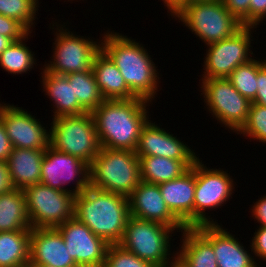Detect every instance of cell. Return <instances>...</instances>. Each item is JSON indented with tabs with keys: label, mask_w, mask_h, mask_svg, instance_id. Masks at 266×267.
<instances>
[{
	"label": "cell",
	"mask_w": 266,
	"mask_h": 267,
	"mask_svg": "<svg viewBox=\"0 0 266 267\" xmlns=\"http://www.w3.org/2000/svg\"><path fill=\"white\" fill-rule=\"evenodd\" d=\"M100 42L101 50L117 66L129 90L152 103L159 91L160 78L145 46L114 30L105 32Z\"/></svg>",
	"instance_id": "cell-1"
},
{
	"label": "cell",
	"mask_w": 266,
	"mask_h": 267,
	"mask_svg": "<svg viewBox=\"0 0 266 267\" xmlns=\"http://www.w3.org/2000/svg\"><path fill=\"white\" fill-rule=\"evenodd\" d=\"M149 104L138 97L104 100L92 112L101 147L135 151L142 128L150 121Z\"/></svg>",
	"instance_id": "cell-2"
},
{
	"label": "cell",
	"mask_w": 266,
	"mask_h": 267,
	"mask_svg": "<svg viewBox=\"0 0 266 267\" xmlns=\"http://www.w3.org/2000/svg\"><path fill=\"white\" fill-rule=\"evenodd\" d=\"M128 197L90 185L75 195L74 217L108 244H119L130 218Z\"/></svg>",
	"instance_id": "cell-3"
},
{
	"label": "cell",
	"mask_w": 266,
	"mask_h": 267,
	"mask_svg": "<svg viewBox=\"0 0 266 267\" xmlns=\"http://www.w3.org/2000/svg\"><path fill=\"white\" fill-rule=\"evenodd\" d=\"M141 182L135 151L101 147L89 165L91 187L128 197Z\"/></svg>",
	"instance_id": "cell-4"
},
{
	"label": "cell",
	"mask_w": 266,
	"mask_h": 267,
	"mask_svg": "<svg viewBox=\"0 0 266 267\" xmlns=\"http://www.w3.org/2000/svg\"><path fill=\"white\" fill-rule=\"evenodd\" d=\"M173 18L179 19L205 46L231 37L243 27L225 8L222 0L188 3Z\"/></svg>",
	"instance_id": "cell-5"
},
{
	"label": "cell",
	"mask_w": 266,
	"mask_h": 267,
	"mask_svg": "<svg viewBox=\"0 0 266 267\" xmlns=\"http://www.w3.org/2000/svg\"><path fill=\"white\" fill-rule=\"evenodd\" d=\"M49 145L90 165L101 149L91 112L52 118Z\"/></svg>",
	"instance_id": "cell-6"
},
{
	"label": "cell",
	"mask_w": 266,
	"mask_h": 267,
	"mask_svg": "<svg viewBox=\"0 0 266 267\" xmlns=\"http://www.w3.org/2000/svg\"><path fill=\"white\" fill-rule=\"evenodd\" d=\"M174 232L161 223L130 216L119 245L155 267H162L172 258L170 237Z\"/></svg>",
	"instance_id": "cell-7"
},
{
	"label": "cell",
	"mask_w": 266,
	"mask_h": 267,
	"mask_svg": "<svg viewBox=\"0 0 266 267\" xmlns=\"http://www.w3.org/2000/svg\"><path fill=\"white\" fill-rule=\"evenodd\" d=\"M55 23L52 25V29L57 30L53 33L55 34L53 57H50L52 61L49 63L45 62L44 69L58 75L91 71L94 58L101 50L100 41L96 42L89 37L74 34L65 27L66 23L63 25Z\"/></svg>",
	"instance_id": "cell-8"
},
{
	"label": "cell",
	"mask_w": 266,
	"mask_h": 267,
	"mask_svg": "<svg viewBox=\"0 0 266 267\" xmlns=\"http://www.w3.org/2000/svg\"><path fill=\"white\" fill-rule=\"evenodd\" d=\"M31 228H57L74 217L75 195L38 183L23 189Z\"/></svg>",
	"instance_id": "cell-9"
},
{
	"label": "cell",
	"mask_w": 266,
	"mask_h": 267,
	"mask_svg": "<svg viewBox=\"0 0 266 267\" xmlns=\"http://www.w3.org/2000/svg\"><path fill=\"white\" fill-rule=\"evenodd\" d=\"M201 95L212 117L237 133L245 124L251 102L227 78H201Z\"/></svg>",
	"instance_id": "cell-10"
},
{
	"label": "cell",
	"mask_w": 266,
	"mask_h": 267,
	"mask_svg": "<svg viewBox=\"0 0 266 267\" xmlns=\"http://www.w3.org/2000/svg\"><path fill=\"white\" fill-rule=\"evenodd\" d=\"M194 227L205 224H218L206 213L223 206L232 198L234 181L223 169H209L202 160L195 163ZM207 214V215H206ZM215 220V221H214Z\"/></svg>",
	"instance_id": "cell-11"
},
{
	"label": "cell",
	"mask_w": 266,
	"mask_h": 267,
	"mask_svg": "<svg viewBox=\"0 0 266 267\" xmlns=\"http://www.w3.org/2000/svg\"><path fill=\"white\" fill-rule=\"evenodd\" d=\"M255 28L243 26L231 37L208 44L202 78H227L235 68L253 59L251 34Z\"/></svg>",
	"instance_id": "cell-12"
},
{
	"label": "cell",
	"mask_w": 266,
	"mask_h": 267,
	"mask_svg": "<svg viewBox=\"0 0 266 267\" xmlns=\"http://www.w3.org/2000/svg\"><path fill=\"white\" fill-rule=\"evenodd\" d=\"M41 171L40 183L60 191L76 195L90 185L89 165L75 156L53 149L50 145L45 150ZM71 181L75 184L72 190L65 186Z\"/></svg>",
	"instance_id": "cell-13"
},
{
	"label": "cell",
	"mask_w": 266,
	"mask_h": 267,
	"mask_svg": "<svg viewBox=\"0 0 266 267\" xmlns=\"http://www.w3.org/2000/svg\"><path fill=\"white\" fill-rule=\"evenodd\" d=\"M57 229L71 257L79 267H103L109 244L96 236L76 217L61 224Z\"/></svg>",
	"instance_id": "cell-14"
},
{
	"label": "cell",
	"mask_w": 266,
	"mask_h": 267,
	"mask_svg": "<svg viewBox=\"0 0 266 267\" xmlns=\"http://www.w3.org/2000/svg\"><path fill=\"white\" fill-rule=\"evenodd\" d=\"M22 107L4 104L0 117L13 148L46 150L49 146L50 131L41 124L40 119Z\"/></svg>",
	"instance_id": "cell-15"
},
{
	"label": "cell",
	"mask_w": 266,
	"mask_h": 267,
	"mask_svg": "<svg viewBox=\"0 0 266 267\" xmlns=\"http://www.w3.org/2000/svg\"><path fill=\"white\" fill-rule=\"evenodd\" d=\"M130 215L154 221L181 232L185 226L167 207L157 184L142 181L128 196ZM179 230V231H178Z\"/></svg>",
	"instance_id": "cell-16"
},
{
	"label": "cell",
	"mask_w": 266,
	"mask_h": 267,
	"mask_svg": "<svg viewBox=\"0 0 266 267\" xmlns=\"http://www.w3.org/2000/svg\"><path fill=\"white\" fill-rule=\"evenodd\" d=\"M169 130L148 121L142 128L135 154L138 157L160 156L174 160H199V156L186 143ZM198 156V157H197Z\"/></svg>",
	"instance_id": "cell-17"
},
{
	"label": "cell",
	"mask_w": 266,
	"mask_h": 267,
	"mask_svg": "<svg viewBox=\"0 0 266 267\" xmlns=\"http://www.w3.org/2000/svg\"><path fill=\"white\" fill-rule=\"evenodd\" d=\"M29 264L52 267H79L64 243L57 228H31Z\"/></svg>",
	"instance_id": "cell-18"
},
{
	"label": "cell",
	"mask_w": 266,
	"mask_h": 267,
	"mask_svg": "<svg viewBox=\"0 0 266 267\" xmlns=\"http://www.w3.org/2000/svg\"><path fill=\"white\" fill-rule=\"evenodd\" d=\"M158 186L171 213L185 227H194L195 164L180 177Z\"/></svg>",
	"instance_id": "cell-19"
},
{
	"label": "cell",
	"mask_w": 266,
	"mask_h": 267,
	"mask_svg": "<svg viewBox=\"0 0 266 267\" xmlns=\"http://www.w3.org/2000/svg\"><path fill=\"white\" fill-rule=\"evenodd\" d=\"M181 233V247L176 252L191 267H218L212 247V224L185 227Z\"/></svg>",
	"instance_id": "cell-20"
},
{
	"label": "cell",
	"mask_w": 266,
	"mask_h": 267,
	"mask_svg": "<svg viewBox=\"0 0 266 267\" xmlns=\"http://www.w3.org/2000/svg\"><path fill=\"white\" fill-rule=\"evenodd\" d=\"M220 225L212 224V247L218 267H261L239 239Z\"/></svg>",
	"instance_id": "cell-21"
},
{
	"label": "cell",
	"mask_w": 266,
	"mask_h": 267,
	"mask_svg": "<svg viewBox=\"0 0 266 267\" xmlns=\"http://www.w3.org/2000/svg\"><path fill=\"white\" fill-rule=\"evenodd\" d=\"M41 70L43 91L54 103L53 118L81 115L87 112L79 104L77 97H74L73 83L69 82L65 75L50 73L44 68Z\"/></svg>",
	"instance_id": "cell-22"
},
{
	"label": "cell",
	"mask_w": 266,
	"mask_h": 267,
	"mask_svg": "<svg viewBox=\"0 0 266 267\" xmlns=\"http://www.w3.org/2000/svg\"><path fill=\"white\" fill-rule=\"evenodd\" d=\"M45 150L13 148L7 165L13 188L24 189L41 182V163Z\"/></svg>",
	"instance_id": "cell-23"
},
{
	"label": "cell",
	"mask_w": 266,
	"mask_h": 267,
	"mask_svg": "<svg viewBox=\"0 0 266 267\" xmlns=\"http://www.w3.org/2000/svg\"><path fill=\"white\" fill-rule=\"evenodd\" d=\"M92 71L105 100H130L136 97L129 90L117 66L102 50L94 58Z\"/></svg>",
	"instance_id": "cell-24"
},
{
	"label": "cell",
	"mask_w": 266,
	"mask_h": 267,
	"mask_svg": "<svg viewBox=\"0 0 266 267\" xmlns=\"http://www.w3.org/2000/svg\"><path fill=\"white\" fill-rule=\"evenodd\" d=\"M198 160H174L160 156L139 157L142 181L160 184L180 177Z\"/></svg>",
	"instance_id": "cell-25"
},
{
	"label": "cell",
	"mask_w": 266,
	"mask_h": 267,
	"mask_svg": "<svg viewBox=\"0 0 266 267\" xmlns=\"http://www.w3.org/2000/svg\"><path fill=\"white\" fill-rule=\"evenodd\" d=\"M31 229L23 189L0 195V232Z\"/></svg>",
	"instance_id": "cell-26"
},
{
	"label": "cell",
	"mask_w": 266,
	"mask_h": 267,
	"mask_svg": "<svg viewBox=\"0 0 266 267\" xmlns=\"http://www.w3.org/2000/svg\"><path fill=\"white\" fill-rule=\"evenodd\" d=\"M31 229L0 232V267L29 264Z\"/></svg>",
	"instance_id": "cell-27"
},
{
	"label": "cell",
	"mask_w": 266,
	"mask_h": 267,
	"mask_svg": "<svg viewBox=\"0 0 266 267\" xmlns=\"http://www.w3.org/2000/svg\"><path fill=\"white\" fill-rule=\"evenodd\" d=\"M31 33L32 32L19 41L12 42L0 54V66L3 70L8 72V74H26L37 64L34 52H32L25 43L27 42L26 40H28V36H31Z\"/></svg>",
	"instance_id": "cell-28"
},
{
	"label": "cell",
	"mask_w": 266,
	"mask_h": 267,
	"mask_svg": "<svg viewBox=\"0 0 266 267\" xmlns=\"http://www.w3.org/2000/svg\"><path fill=\"white\" fill-rule=\"evenodd\" d=\"M73 83L74 97L87 111L93 112L105 99L95 80L93 71L73 72L65 75Z\"/></svg>",
	"instance_id": "cell-29"
},
{
	"label": "cell",
	"mask_w": 266,
	"mask_h": 267,
	"mask_svg": "<svg viewBox=\"0 0 266 267\" xmlns=\"http://www.w3.org/2000/svg\"><path fill=\"white\" fill-rule=\"evenodd\" d=\"M263 67V60L251 59L235 68L227 77L235 89L250 102L257 93L258 71Z\"/></svg>",
	"instance_id": "cell-30"
},
{
	"label": "cell",
	"mask_w": 266,
	"mask_h": 267,
	"mask_svg": "<svg viewBox=\"0 0 266 267\" xmlns=\"http://www.w3.org/2000/svg\"><path fill=\"white\" fill-rule=\"evenodd\" d=\"M38 7L36 0H0V14L18 20L30 32L35 27Z\"/></svg>",
	"instance_id": "cell-31"
},
{
	"label": "cell",
	"mask_w": 266,
	"mask_h": 267,
	"mask_svg": "<svg viewBox=\"0 0 266 267\" xmlns=\"http://www.w3.org/2000/svg\"><path fill=\"white\" fill-rule=\"evenodd\" d=\"M251 140L266 143V107L251 103L248 118L245 124L237 132Z\"/></svg>",
	"instance_id": "cell-32"
},
{
	"label": "cell",
	"mask_w": 266,
	"mask_h": 267,
	"mask_svg": "<svg viewBox=\"0 0 266 267\" xmlns=\"http://www.w3.org/2000/svg\"><path fill=\"white\" fill-rule=\"evenodd\" d=\"M103 267H155L140 259L135 254L125 250L119 244H109Z\"/></svg>",
	"instance_id": "cell-33"
},
{
	"label": "cell",
	"mask_w": 266,
	"mask_h": 267,
	"mask_svg": "<svg viewBox=\"0 0 266 267\" xmlns=\"http://www.w3.org/2000/svg\"><path fill=\"white\" fill-rule=\"evenodd\" d=\"M30 31L18 20L0 14V34L9 37L13 42L26 37Z\"/></svg>",
	"instance_id": "cell-34"
},
{
	"label": "cell",
	"mask_w": 266,
	"mask_h": 267,
	"mask_svg": "<svg viewBox=\"0 0 266 267\" xmlns=\"http://www.w3.org/2000/svg\"><path fill=\"white\" fill-rule=\"evenodd\" d=\"M225 8L235 16L243 26H249V9L251 0H222Z\"/></svg>",
	"instance_id": "cell-35"
},
{
	"label": "cell",
	"mask_w": 266,
	"mask_h": 267,
	"mask_svg": "<svg viewBox=\"0 0 266 267\" xmlns=\"http://www.w3.org/2000/svg\"><path fill=\"white\" fill-rule=\"evenodd\" d=\"M251 240V253L259 260L266 261V226H258Z\"/></svg>",
	"instance_id": "cell-36"
},
{
	"label": "cell",
	"mask_w": 266,
	"mask_h": 267,
	"mask_svg": "<svg viewBox=\"0 0 266 267\" xmlns=\"http://www.w3.org/2000/svg\"><path fill=\"white\" fill-rule=\"evenodd\" d=\"M266 19V0H251L249 9V26L259 27Z\"/></svg>",
	"instance_id": "cell-37"
},
{
	"label": "cell",
	"mask_w": 266,
	"mask_h": 267,
	"mask_svg": "<svg viewBox=\"0 0 266 267\" xmlns=\"http://www.w3.org/2000/svg\"><path fill=\"white\" fill-rule=\"evenodd\" d=\"M12 144L6 133L3 120L0 117V161L6 162L12 152Z\"/></svg>",
	"instance_id": "cell-38"
},
{
	"label": "cell",
	"mask_w": 266,
	"mask_h": 267,
	"mask_svg": "<svg viewBox=\"0 0 266 267\" xmlns=\"http://www.w3.org/2000/svg\"><path fill=\"white\" fill-rule=\"evenodd\" d=\"M251 103L266 107V69L264 67L258 71L257 93L255 99Z\"/></svg>",
	"instance_id": "cell-39"
},
{
	"label": "cell",
	"mask_w": 266,
	"mask_h": 267,
	"mask_svg": "<svg viewBox=\"0 0 266 267\" xmlns=\"http://www.w3.org/2000/svg\"><path fill=\"white\" fill-rule=\"evenodd\" d=\"M251 208L253 219L257 220L259 226H266V195L260 197Z\"/></svg>",
	"instance_id": "cell-40"
},
{
	"label": "cell",
	"mask_w": 266,
	"mask_h": 267,
	"mask_svg": "<svg viewBox=\"0 0 266 267\" xmlns=\"http://www.w3.org/2000/svg\"><path fill=\"white\" fill-rule=\"evenodd\" d=\"M12 189L7 162L0 161V195L10 192Z\"/></svg>",
	"instance_id": "cell-41"
},
{
	"label": "cell",
	"mask_w": 266,
	"mask_h": 267,
	"mask_svg": "<svg viewBox=\"0 0 266 267\" xmlns=\"http://www.w3.org/2000/svg\"><path fill=\"white\" fill-rule=\"evenodd\" d=\"M173 252L172 260L165 263L162 267H191L177 252Z\"/></svg>",
	"instance_id": "cell-42"
},
{
	"label": "cell",
	"mask_w": 266,
	"mask_h": 267,
	"mask_svg": "<svg viewBox=\"0 0 266 267\" xmlns=\"http://www.w3.org/2000/svg\"><path fill=\"white\" fill-rule=\"evenodd\" d=\"M196 1H211V0H178L169 10H167V12L170 13L171 16H173L183 5Z\"/></svg>",
	"instance_id": "cell-43"
},
{
	"label": "cell",
	"mask_w": 266,
	"mask_h": 267,
	"mask_svg": "<svg viewBox=\"0 0 266 267\" xmlns=\"http://www.w3.org/2000/svg\"><path fill=\"white\" fill-rule=\"evenodd\" d=\"M13 41L4 35L0 34V54L12 43Z\"/></svg>",
	"instance_id": "cell-44"
},
{
	"label": "cell",
	"mask_w": 266,
	"mask_h": 267,
	"mask_svg": "<svg viewBox=\"0 0 266 267\" xmlns=\"http://www.w3.org/2000/svg\"><path fill=\"white\" fill-rule=\"evenodd\" d=\"M164 2V6L169 10L178 0H162Z\"/></svg>",
	"instance_id": "cell-45"
},
{
	"label": "cell",
	"mask_w": 266,
	"mask_h": 267,
	"mask_svg": "<svg viewBox=\"0 0 266 267\" xmlns=\"http://www.w3.org/2000/svg\"><path fill=\"white\" fill-rule=\"evenodd\" d=\"M28 267H52L50 265H41V264H28Z\"/></svg>",
	"instance_id": "cell-46"
},
{
	"label": "cell",
	"mask_w": 266,
	"mask_h": 267,
	"mask_svg": "<svg viewBox=\"0 0 266 267\" xmlns=\"http://www.w3.org/2000/svg\"><path fill=\"white\" fill-rule=\"evenodd\" d=\"M263 67L266 69V60H263Z\"/></svg>",
	"instance_id": "cell-47"
},
{
	"label": "cell",
	"mask_w": 266,
	"mask_h": 267,
	"mask_svg": "<svg viewBox=\"0 0 266 267\" xmlns=\"http://www.w3.org/2000/svg\"><path fill=\"white\" fill-rule=\"evenodd\" d=\"M3 105H4V102L3 103L0 102V110H1Z\"/></svg>",
	"instance_id": "cell-48"
}]
</instances>
